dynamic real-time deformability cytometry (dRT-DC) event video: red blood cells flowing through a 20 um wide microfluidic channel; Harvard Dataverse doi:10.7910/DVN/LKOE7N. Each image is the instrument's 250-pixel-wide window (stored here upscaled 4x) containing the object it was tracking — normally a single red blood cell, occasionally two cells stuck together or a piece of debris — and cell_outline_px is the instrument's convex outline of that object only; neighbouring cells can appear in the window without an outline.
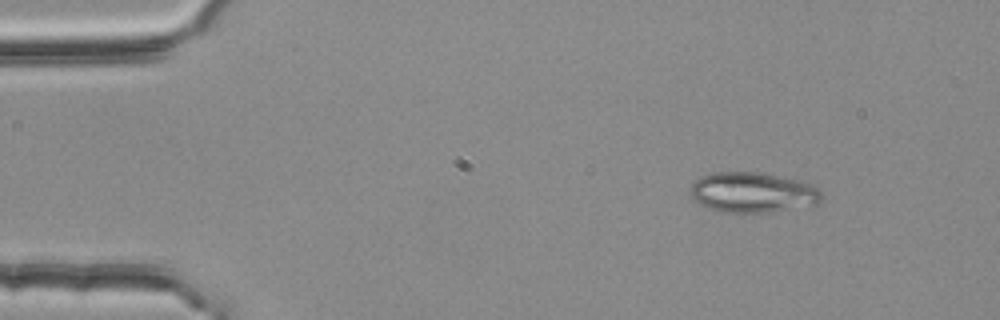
{"species": "common noctule bat (a hibernating species)", "species_latin": "Nyctalus noctula", "temperature_condition": "room temperature", "stored_images_in_passage": 53, "camera_frame_rate_fps": 3000, "um_per_image_px": 0.085, "animal": {"sex": "female", "body_mass_g": 25.1}, "frame": {"image": 1, "passage_image": 6, "time_ms": 1.667, "image_size_px": [1000, 320], "cell_outline_px": [[824, 196], [816, 204], [772, 212], [724, 212], [700, 204], [688, 192], [688, 188], [700, 176], [716, 172], [756, 172], [800, 180], [812, 184]], "centroid_in_image_um": [63.97, 16.35], "position_along_channel_um": 21.0, "area_um2": 30.63}}
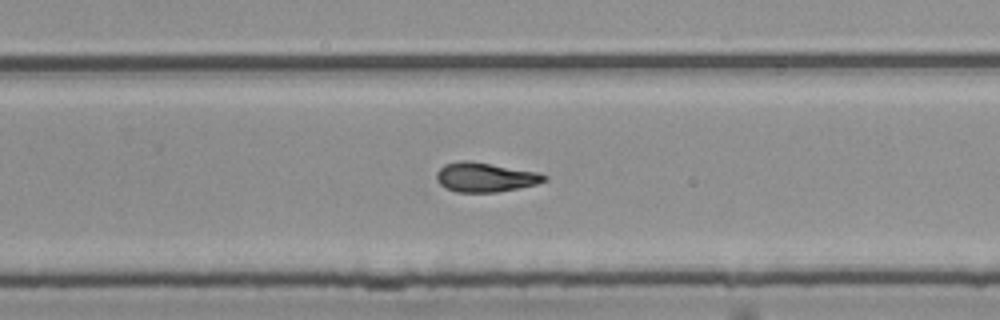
{"frame": {"image": 2, "passage_image": 34, "time_ms": 11.0, "image_size_px": [1000, 320], "cell_outline_px": [[548, 180], [536, 184], [496, 192], [456, 192], [440, 184], [436, 180], [436, 172], [444, 164], [460, 160], [468, 160], [536, 172], [548, 176]], "centroid_in_image_um": [41.21, 15.06], "position_along_channel_um": 288.6, "area_um2": 18.26}}
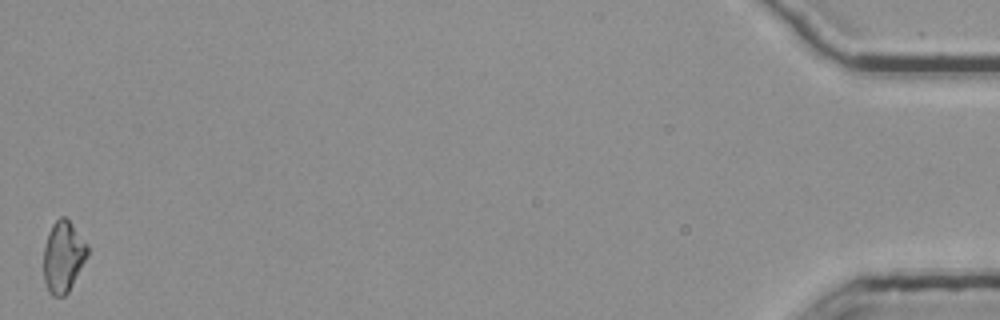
{"frame": {"image": 3, "passage_image": 53, "time_ms": 17.333, "image_size_px": [1000, 320], "cell_outline_px": [[88, 256], [68, 292], [64, 296], [52, 296], [48, 292], [44, 280], [44, 244], [48, 232], [52, 224], [60, 216], [64, 216], [68, 220], [88, 244]], "centroid_in_image_um": [5.37, 21.82], "position_along_channel_um": 429.8, "area_um2": 18.26}, "authors_computed_cell_mechanics": {"area_um2": 18.4382, "velocity_mm_per_s": 3.7972, "shape_relaxation_time_tau1_ms": null, "shape_relaxation_time_tau2_ms": 4.7461, "deformation_change_tau1": null, "deformation_change_tau2": 0.1307}}